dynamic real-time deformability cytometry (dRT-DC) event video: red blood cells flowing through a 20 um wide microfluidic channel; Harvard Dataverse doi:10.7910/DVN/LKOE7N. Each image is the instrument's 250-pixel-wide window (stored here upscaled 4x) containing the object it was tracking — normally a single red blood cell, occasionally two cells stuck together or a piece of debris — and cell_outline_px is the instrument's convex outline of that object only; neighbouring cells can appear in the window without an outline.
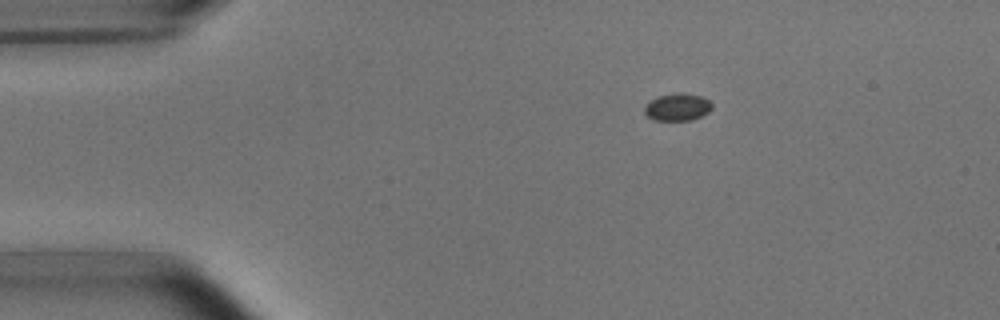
{"species": "common noctule bat (a hibernating species)", "species_latin": "Nyctalus noctula", "temperature_condition": "room temperature", "stored_images_in_passage": 6, "camera_frame_rate_fps": 3000, "um_per_image_px": 0.085, "animal": {"sex": "male", "body_mass_g": 15.6}, "frame": {"image": 1, "passage_image": 1, "time_ms": 0.0, "image_size_px": [1000, 320], "cell_outline_px": [[712, 108], [708, 112], [692, 120], [652, 120], [644, 112], [644, 104], [648, 100], [656, 96], [676, 92], [684, 92], [700, 96], [708, 100], [712, 104]], "centroid_in_image_um": [57.53, 9.08], "position_along_channel_um": 27.5, "area_um2": 10.98}}
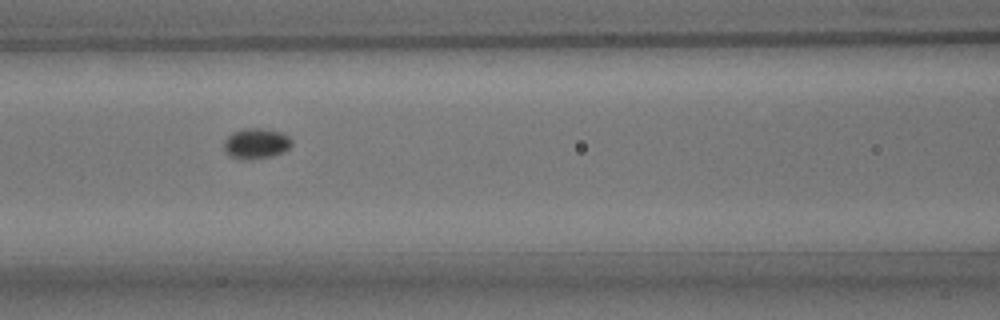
{"frame": {"image": 2, "passage_image": 5, "time_ms": 4.667, "image_size_px": [1000, 320], "cell_outline_px": [[292, 144], [288, 148], [272, 156], [244, 160], [228, 156], [224, 148], [224, 140], [232, 132], [244, 128], [264, 128], [280, 132], [288, 136], [292, 140]], "centroid_in_image_um": [21.73, 12.19], "position_along_channel_um": 144.9, "area_um2": 12.02}}
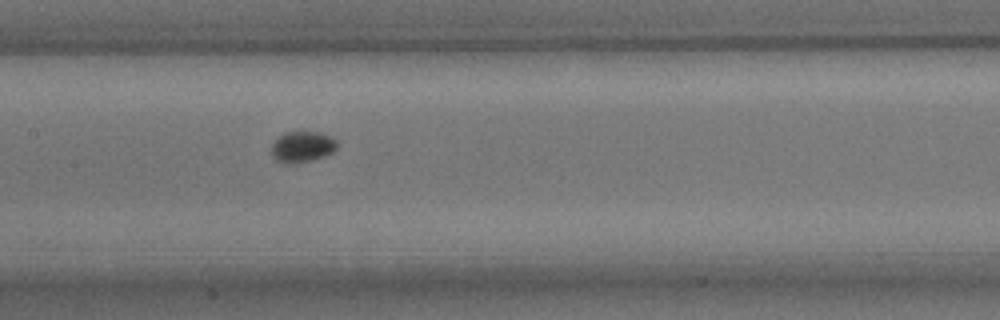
{"frame": {"image": 3, "passage_image": 6, "time_ms": 5.667, "image_size_px": [1000, 320], "cell_outline_px": [[336, 148], [332, 152], [324, 156], [312, 160], [284, 164], [276, 160], [272, 156], [272, 144], [284, 132], [320, 132], [336, 140]], "centroid_in_image_um": [25.67, 12.48], "position_along_channel_um": 181.7, "area_um2": 11.62}}